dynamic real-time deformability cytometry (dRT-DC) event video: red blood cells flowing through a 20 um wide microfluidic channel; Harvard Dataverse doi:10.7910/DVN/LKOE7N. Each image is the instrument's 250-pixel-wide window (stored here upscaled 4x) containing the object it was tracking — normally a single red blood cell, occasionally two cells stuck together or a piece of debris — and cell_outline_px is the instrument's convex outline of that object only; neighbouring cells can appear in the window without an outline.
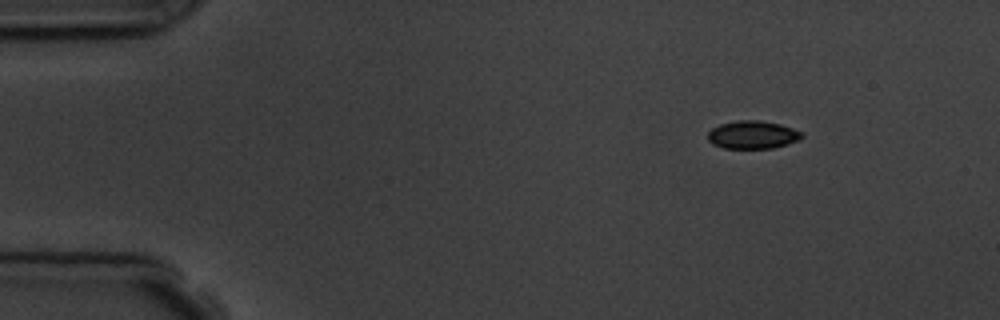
{"species": "common noctule bat (a hibernating species)", "species_latin": "Nyctalus noctula", "temperature_condition": "room temperature", "stored_images_in_passage": 3, "camera_frame_rate_fps": 3000, "um_per_image_px": 0.085, "animal": {"sex": "male", "body_mass_g": 19.5, "forearm_length_mm": 54.6}, "frame": {"image": 1, "passage_image": 1, "time_ms": 0.0, "image_size_px": [1000, 320], "cell_outline_px": [[804, 136], [800, 140], [788, 144], [772, 148], [724, 148], [712, 144], [708, 140], [708, 132], [712, 128], [720, 124], [736, 120], [760, 120], [780, 124], [792, 128], [800, 132]], "centroid_in_image_um": [63.97, 11.45], "position_along_channel_um": 21.0, "area_um2": 15.37}}